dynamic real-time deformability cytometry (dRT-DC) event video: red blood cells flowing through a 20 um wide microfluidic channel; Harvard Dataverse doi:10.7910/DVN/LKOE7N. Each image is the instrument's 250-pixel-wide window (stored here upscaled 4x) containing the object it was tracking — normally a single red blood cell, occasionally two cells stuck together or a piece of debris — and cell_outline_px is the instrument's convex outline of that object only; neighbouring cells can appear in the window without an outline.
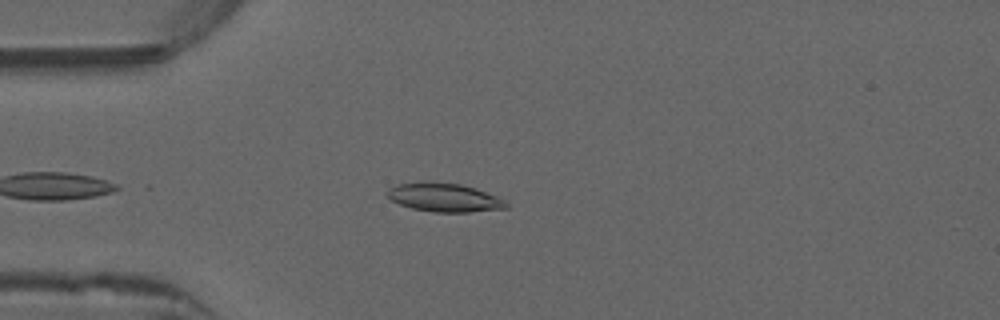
{"species": "common noctule bat (a hibernating species)", "species_latin": "Nyctalus noctula", "temperature_condition": "warm", "stored_images_in_passage": 40, "camera_frame_rate_fps": 3000, "um_per_image_px": 0.085, "animal": {"sex": "male", "forearm_length_mm": 52.5}, "frame": {"image": 1, "passage_image": 5, "time_ms": 1.333, "image_size_px": [1000, 320], "cell_outline_px": [[508, 208], [468, 212], [432, 212], [412, 208], [400, 204], [392, 200], [388, 196], [388, 188], [396, 184], [460, 184], [476, 188], [496, 196], [504, 200], [508, 204]], "centroid_in_image_um": [37.81, 16.83], "position_along_channel_um": 47.2, "area_um2": 19.07}}
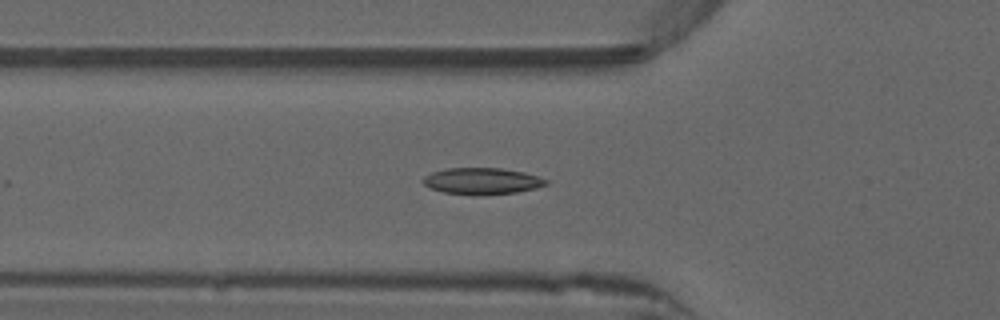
{"frame": {"image": 2, "passage_image": 9, "time_ms": 2.667, "image_size_px": [1000, 320], "cell_outline_px": [[548, 184], [536, 188], [516, 192], [444, 192], [432, 188], [424, 184], [420, 180], [424, 176], [432, 172], [448, 168], [500, 168], [524, 172], [548, 180]], "centroid_in_image_um": [40.97, 15.33], "position_along_channel_um": 84.8, "area_um2": 17.98}}
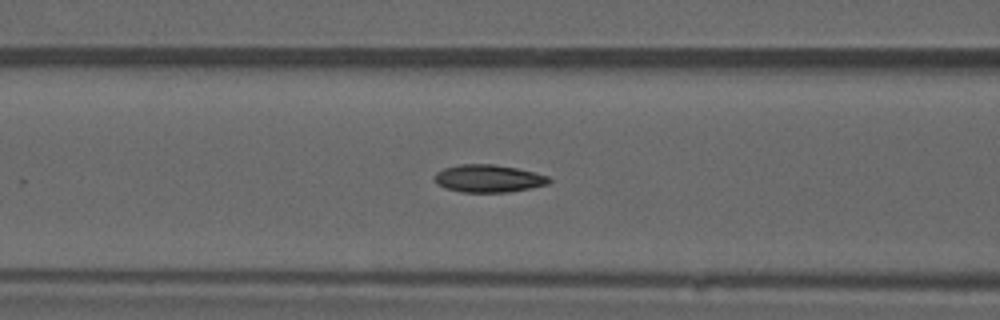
{"frame": {"image": 3, "passage_image": 12, "time_ms": 3.667, "image_size_px": [1000, 320], "cell_outline_px": [[552, 180], [548, 184], [532, 188], [508, 192], [460, 192], [444, 188], [436, 184], [436, 172], [444, 168], [460, 164], [492, 164], [516, 168], [548, 176]], "centroid_in_image_um": [41.51, 15.18], "position_along_channel_um": 125.1, "area_um2": 18.38}, "authors_computed_cell_mechanics": {"area_um2": 18.3226, "velocity_mm_per_s": 3.9586, "shape_relaxation_time_tau1_ms": 11.0248, "shape_relaxation_time_tau2_ms": 2.26, "deformation_change_tau1": 0.2775, "deformation_change_tau2": 0.0769}}